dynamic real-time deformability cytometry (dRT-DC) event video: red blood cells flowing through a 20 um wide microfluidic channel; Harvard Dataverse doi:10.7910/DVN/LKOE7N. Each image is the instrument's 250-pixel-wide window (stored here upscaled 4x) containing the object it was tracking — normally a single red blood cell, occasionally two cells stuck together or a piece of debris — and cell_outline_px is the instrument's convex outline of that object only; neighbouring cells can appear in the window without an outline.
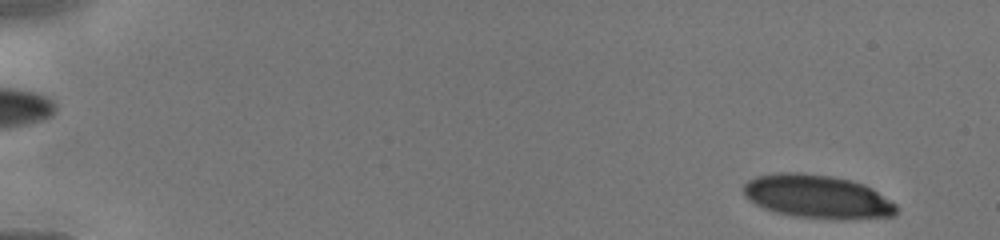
{"species": "human", "species_latin": "Homo sapiens", "temperature_condition": "cold", "stored_images_in_passage": 6, "segment_of_instrument_passage": [2, 2], "camera_frame_rate_fps": 3000, "um_per_image_px": 0.085, "donor": {"sex": "male"}, "frame": {"image": 1, "passage_image": 6, "time_ms": 5.333, "image_size_px": [1000, 240], "cell_outline_px": [[896, 216], [844, 220], [840, 220], [792, 216], [776, 212], [764, 208], [748, 200], [744, 196], [744, 184], [748, 180], [756, 176], [780, 172], [800, 172], [832, 176], [852, 180], [864, 184], [872, 188], [896, 204]], "centroid_in_image_um": [69.48, 16.72], "position_along_channel_um": 15.5, "area_um2": 39.07}}